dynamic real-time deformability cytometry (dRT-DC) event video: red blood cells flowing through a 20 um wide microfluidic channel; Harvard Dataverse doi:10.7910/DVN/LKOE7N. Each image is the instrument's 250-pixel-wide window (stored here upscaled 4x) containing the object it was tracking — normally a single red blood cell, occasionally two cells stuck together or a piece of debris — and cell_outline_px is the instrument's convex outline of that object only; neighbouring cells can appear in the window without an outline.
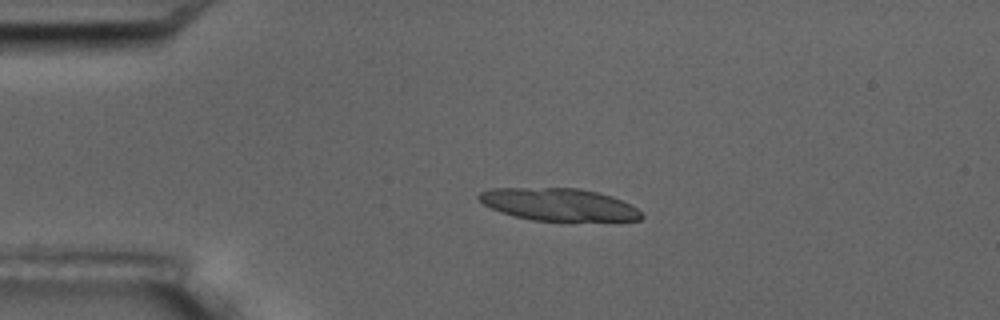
{"species": "common noctule bat (a hibernating species)", "species_latin": "Nyctalus noctula", "temperature_condition": "room temperature", "stored_images_in_passage": 4, "camera_frame_rate_fps": 3000, "um_per_image_px": 0.085, "animal": {"sex": "male", "body_mass_g": 17.5, "forearm_length_mm": 52.3}, "frame": {"image": 1, "passage_image": 1, "time_ms": 0.0, "image_size_px": [1000, 320], "cell_outline_px": [[644, 216], [640, 220], [532, 220], [500, 212], [484, 204], [476, 196], [480, 192], [492, 188], [580, 188], [612, 196], [636, 208]], "centroid_in_image_um": [47.45, 17.37], "position_along_channel_um": 37.5, "area_um2": 30.23}}
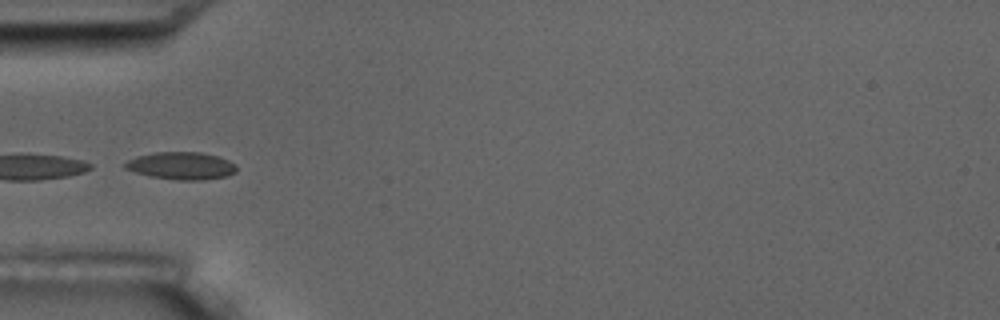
{"frame": {"image": 2, "passage_image": 2, "time_ms": 2.0, "image_size_px": [1000, 320], "cell_outline_px": [[236, 172], [224, 176], [204, 180], [176, 180], [148, 176], [124, 168], [124, 164], [128, 160], [136, 156], [156, 152], [200, 152], [220, 156], [236, 164]], "centroid_in_image_um": [15.41, 14.09], "position_along_channel_um": 69.6, "area_um2": 17.92}}